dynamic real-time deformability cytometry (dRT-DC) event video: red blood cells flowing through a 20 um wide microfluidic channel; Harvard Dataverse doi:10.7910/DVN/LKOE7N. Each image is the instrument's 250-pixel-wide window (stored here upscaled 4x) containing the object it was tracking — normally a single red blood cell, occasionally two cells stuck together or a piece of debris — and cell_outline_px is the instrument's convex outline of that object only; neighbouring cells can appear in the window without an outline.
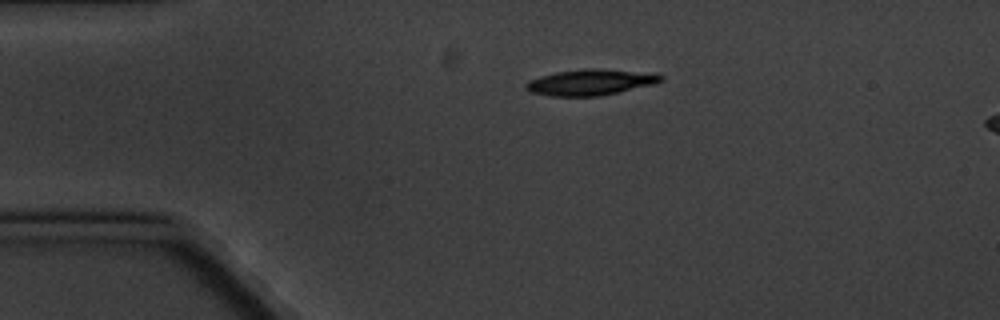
{"species": "common noctule bat (a hibernating species)", "species_latin": "Nyctalus noctula", "temperature_condition": "cold", "stored_images_in_passage": 3, "camera_frame_rate_fps": 3000, "um_per_image_px": 0.085, "animal": {"sex": "male", "body_mass_g": 20.1, "forearm_length_mm": 53.5}, "frame": {"image": 1, "passage_image": 1, "time_ms": 0.0, "image_size_px": [1000, 320], "cell_outline_px": [[664, 80], [656, 84], [600, 96], [552, 96], [532, 92], [524, 88], [524, 84], [528, 80], [540, 76], [556, 72], [584, 68], [596, 68], [664, 76]], "centroid_in_image_um": [50.12, 7.0], "position_along_channel_um": 34.9, "area_um2": 20.11}}